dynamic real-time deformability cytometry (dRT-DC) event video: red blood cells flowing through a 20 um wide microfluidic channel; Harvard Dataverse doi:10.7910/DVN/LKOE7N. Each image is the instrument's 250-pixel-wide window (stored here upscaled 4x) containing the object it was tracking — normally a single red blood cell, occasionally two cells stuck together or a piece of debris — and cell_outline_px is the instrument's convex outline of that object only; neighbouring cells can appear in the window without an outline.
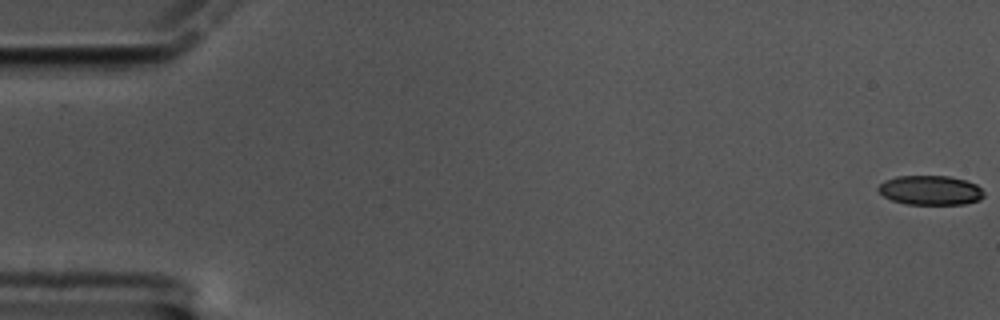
{"species": "common noctule bat (a hibernating species)", "species_latin": "Nyctalus noctula", "temperature_condition": "cold", "stored_images_in_passage": 12, "camera_frame_rate_fps": 3000, "um_per_image_px": 0.085, "animal": {"sex": "male", "body_mass_g": 17.5, "forearm_length_mm": 52.3}, "frame": {"image": 1, "passage_image": 1, "time_ms": 0.0, "image_size_px": [1000, 320], "cell_outline_px": [[984, 196], [980, 200], [964, 204], [908, 204], [892, 200], [884, 196], [876, 188], [884, 180], [896, 176], [948, 176], [964, 180], [976, 184], [984, 192]], "centroid_in_image_um": [79.08, 16.17], "position_along_channel_um": 5.9, "area_um2": 18.09}}